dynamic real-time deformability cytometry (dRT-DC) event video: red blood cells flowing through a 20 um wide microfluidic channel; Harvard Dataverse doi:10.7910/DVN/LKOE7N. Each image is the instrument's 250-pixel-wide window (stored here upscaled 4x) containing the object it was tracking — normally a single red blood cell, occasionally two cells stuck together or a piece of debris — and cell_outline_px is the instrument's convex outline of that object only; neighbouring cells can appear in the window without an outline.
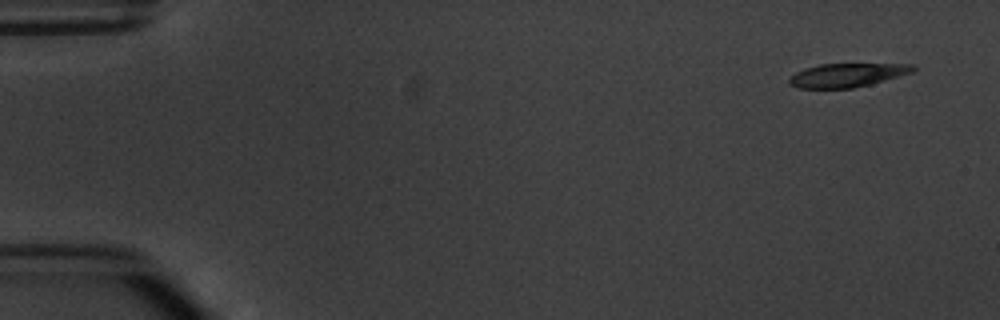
{"species": "common noctule bat (a hibernating species)", "species_latin": "Nyctalus noctula", "temperature_condition": "warm", "stored_images_in_passage": 7, "camera_frame_rate_fps": 3000, "um_per_image_px": 0.085, "animal": {"sex": "male", "body_mass_g": 20.1, "forearm_length_mm": 53.5}, "frame": {"image": 1, "passage_image": 1, "time_ms": 0.0, "image_size_px": [1000, 320], "cell_outline_px": [[916, 68], [912, 72], [872, 84], [852, 88], [800, 88], [788, 84], [788, 76], [804, 68], [820, 64], [912, 64]], "centroid_in_image_um": [71.95, 6.39], "position_along_channel_um": 13.0, "area_um2": 17.11}}
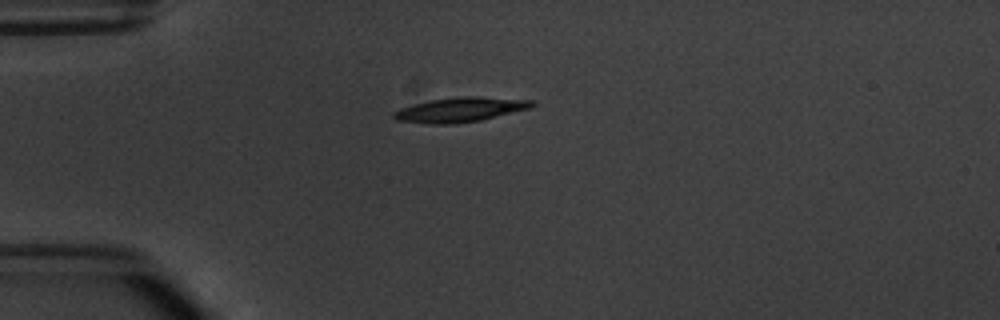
{"frame": {"image": 2, "passage_image": 4, "time_ms": 3.667, "image_size_px": [1000, 320], "cell_outline_px": [[536, 104], [532, 108], [480, 120], [452, 124], [432, 124], [396, 120], [392, 116], [392, 112], [400, 108], [432, 100], [460, 96], [480, 96], [532, 100]], "centroid_in_image_um": [39.15, 9.32], "position_along_channel_um": 45.8, "area_um2": 19.77}}
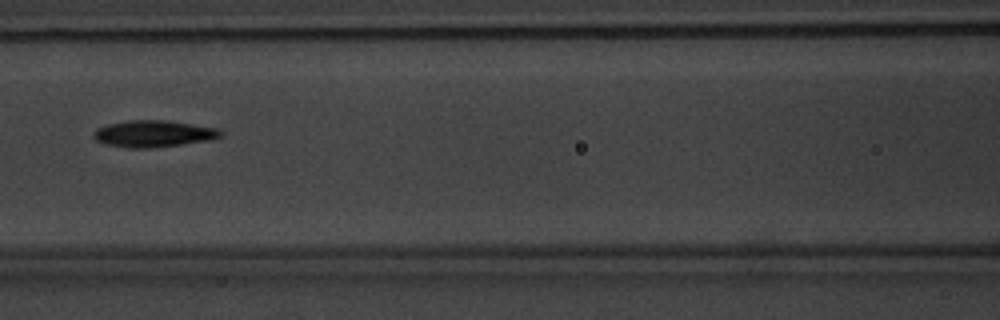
{"frame": {"image": 3, "passage_image": 7, "time_ms": 7.0, "image_size_px": [1000, 320], "cell_outline_px": [[224, 136], [212, 140], [152, 148], [128, 148], [104, 144], [96, 140], [92, 136], [92, 132], [96, 128], [108, 124], [128, 120], [164, 120], [220, 128], [224, 132]], "centroid_in_image_um": [13.07, 11.37], "position_along_channel_um": 153.5, "area_um2": 20.11}}